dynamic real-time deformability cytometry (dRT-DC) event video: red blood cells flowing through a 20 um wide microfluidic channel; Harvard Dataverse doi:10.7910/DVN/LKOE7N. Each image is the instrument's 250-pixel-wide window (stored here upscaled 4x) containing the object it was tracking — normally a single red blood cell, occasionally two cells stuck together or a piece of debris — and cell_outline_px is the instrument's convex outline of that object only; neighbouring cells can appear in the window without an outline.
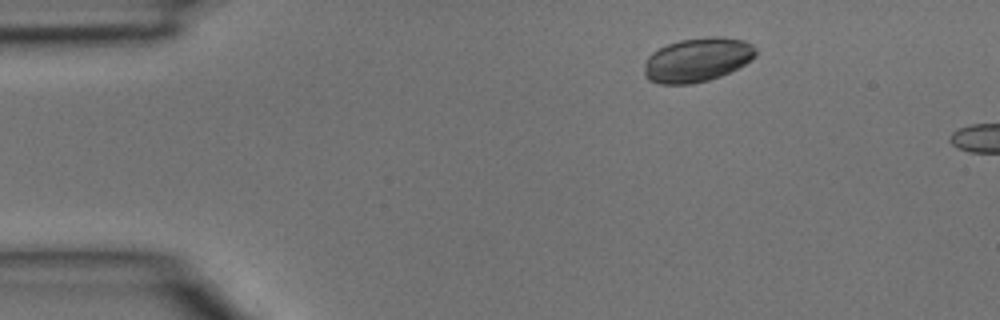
{"species": "common noctule bat (a hibernating species)", "species_latin": "Nyctalus noctula", "temperature_condition": "room temperature", "stored_images_in_passage": 3, "camera_frame_rate_fps": 3000, "um_per_image_px": 0.085, "animal": {"sex": "male", "body_mass_g": 15.6}, "frame": {"image": 1, "passage_image": 2, "time_ms": 0.333, "image_size_px": [1000, 320], "cell_outline_px": [[756, 56], [752, 60], [720, 76], [708, 80], [692, 84], [660, 84], [648, 80], [644, 76], [644, 64], [648, 56], [652, 52], [668, 44], [680, 40], [712, 36], [716, 36], [744, 40], [752, 44], [756, 48]], "centroid_in_image_um": [59.26, 5.09], "position_along_channel_um": 25.7, "area_um2": 28.67}}